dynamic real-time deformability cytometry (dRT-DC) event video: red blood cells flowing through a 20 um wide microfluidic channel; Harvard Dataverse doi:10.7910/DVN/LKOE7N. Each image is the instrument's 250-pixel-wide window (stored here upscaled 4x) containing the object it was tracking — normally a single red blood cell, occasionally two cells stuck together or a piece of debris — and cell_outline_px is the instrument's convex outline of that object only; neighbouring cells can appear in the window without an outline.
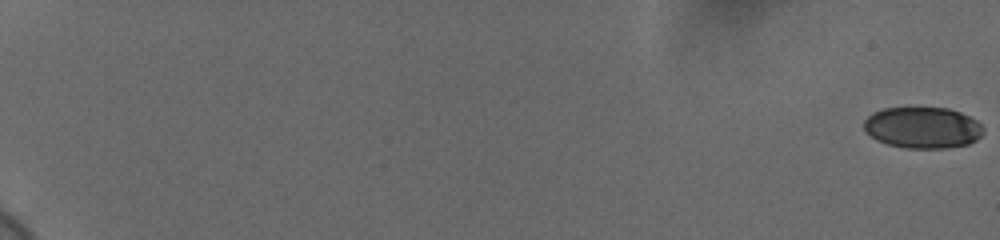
{"species": "human", "species_latin": "Homo sapiens", "temperature_condition": "cold", "stored_images_in_passage": 60, "camera_frame_rate_fps": 3000, "um_per_image_px": 0.085, "donor": {"sex": "female"}, "frame": {"image": 1, "passage_image": 1, "time_ms": 0.0, "image_size_px": [1000, 240], "cell_outline_px": [[984, 132], [976, 140], [968, 144], [948, 148], [904, 148], [888, 144], [876, 140], [864, 128], [864, 120], [872, 112], [884, 108], [948, 108], [960, 112], [976, 120], [984, 128]], "centroid_in_image_um": [78.43, 10.85], "position_along_channel_um": 6.6, "area_um2": 28.73}}
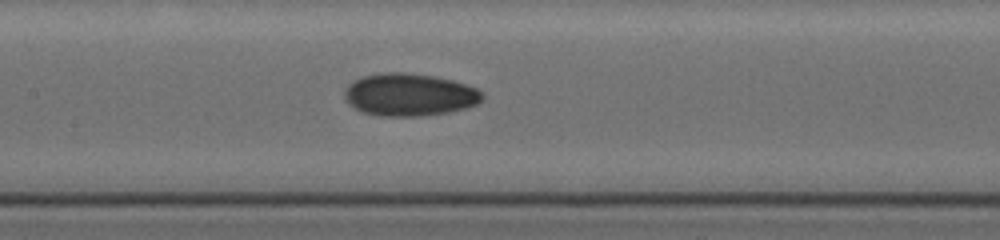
{"frame": {"image": 2, "passage_image": 34, "time_ms": 11.0, "image_size_px": [1000, 240], "cell_outline_px": [[484, 96], [476, 104], [464, 108], [448, 112], [420, 116], [380, 116], [364, 112], [356, 108], [344, 96], [344, 92], [348, 84], [364, 76], [384, 72], [404, 72], [432, 76], [452, 80], [476, 88]], "centroid_in_image_um": [34.8, 8.05], "position_along_channel_um": 172.6, "area_um2": 33.64}}
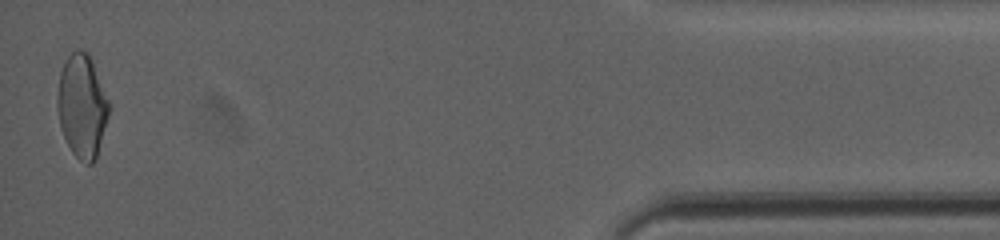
{"frame": {"image": 3, "passage_image": 60, "time_ms": 19.667, "image_size_px": [1000, 240], "cell_outline_px": [[108, 116], [96, 160], [92, 164], [84, 164], [72, 152], [64, 136], [60, 124], [56, 108], [56, 100], [60, 72], [68, 56], [72, 52], [88, 52], [92, 60], [108, 100]], "centroid_in_image_um": [6.96, 9.05], "position_along_channel_um": 428.2, "area_um2": 30.63}, "authors_computed_cell_mechanics": {"area_um2": 31.0386, "velocity_mm_per_s": 3.6931, "shape_relaxation_time_tau1_ms": 7.8282, "shape_relaxation_time_tau2_ms": 5.232, "deformation_change_tau1": 0.1424, "deformation_change_tau2": 0.0922}}